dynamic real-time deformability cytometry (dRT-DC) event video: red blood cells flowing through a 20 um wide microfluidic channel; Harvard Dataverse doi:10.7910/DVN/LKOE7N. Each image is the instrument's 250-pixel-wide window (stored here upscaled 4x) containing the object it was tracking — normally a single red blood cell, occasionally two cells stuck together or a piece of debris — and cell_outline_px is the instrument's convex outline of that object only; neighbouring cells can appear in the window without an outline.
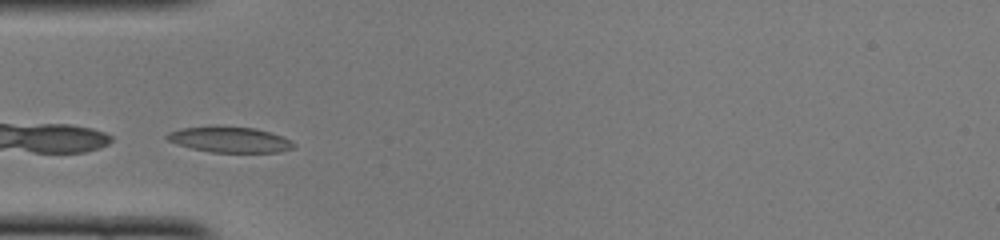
{"species": "common noctule bat (a hibernating species)", "species_latin": "Nyctalus noctula", "temperature_condition": "cold", "stored_images_in_passage": 25, "camera_frame_rate_fps": 3000, "um_per_image_px": 0.085, "animal": {"sex": "female", "body_mass_g": 22.0, "forearm_length_mm": 56.7}, "frame": {"image": 1, "passage_image": 1, "time_ms": 0.0, "image_size_px": [1000, 240], "cell_outline_px": [[296, 148], [280, 152], [212, 152], [192, 148], [176, 144], [168, 140], [164, 136], [168, 132], [180, 128], [216, 124], [256, 128], [292, 140], [296, 144]], "centroid_in_image_um": [19.51, 11.84], "position_along_channel_um": 65.5, "area_um2": 19.48}}
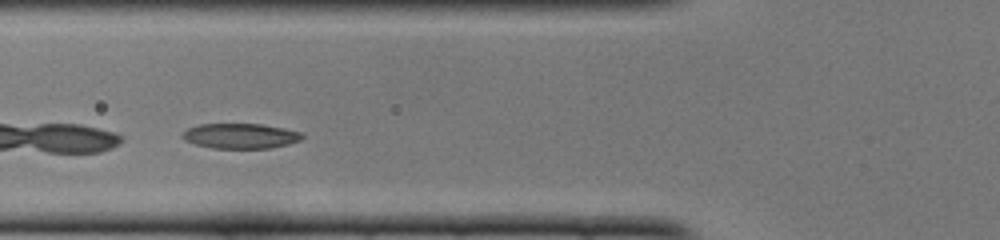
{"frame": {"image": 2, "passage_image": 4, "time_ms": 1.0, "image_size_px": [1000, 240], "cell_outline_px": [[304, 136], [300, 140], [288, 144], [272, 148], [212, 148], [196, 144], [184, 140], [180, 136], [180, 132], [188, 128], [200, 124], [260, 124], [284, 128], [300, 132]], "centroid_in_image_um": [20.4, 11.55], "position_along_channel_um": 105.4, "area_um2": 17.57}, "authors_computed_cell_mechanics": {"area_um2": 17.6868, "velocity_mm_per_s": 4.0306, "shape_relaxation_time_tau1_ms": 5.5426, "shape_relaxation_time_tau2_ms": 1.1086, "deformation_change_tau1": 0.1487, "deformation_change_tau2": 0.057}}